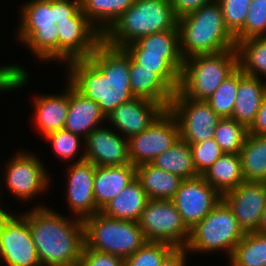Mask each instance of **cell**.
Here are the masks:
<instances>
[{
  "label": "cell",
  "mask_w": 266,
  "mask_h": 266,
  "mask_svg": "<svg viewBox=\"0 0 266 266\" xmlns=\"http://www.w3.org/2000/svg\"><path fill=\"white\" fill-rule=\"evenodd\" d=\"M228 30L235 36L243 27L251 0H218Z\"/></svg>",
  "instance_id": "ab89813d"
},
{
  "label": "cell",
  "mask_w": 266,
  "mask_h": 266,
  "mask_svg": "<svg viewBox=\"0 0 266 266\" xmlns=\"http://www.w3.org/2000/svg\"><path fill=\"white\" fill-rule=\"evenodd\" d=\"M125 51L164 54V58L181 74L184 59L180 52L178 30H168L138 38L122 47Z\"/></svg>",
  "instance_id": "d4e9b609"
},
{
  "label": "cell",
  "mask_w": 266,
  "mask_h": 266,
  "mask_svg": "<svg viewBox=\"0 0 266 266\" xmlns=\"http://www.w3.org/2000/svg\"><path fill=\"white\" fill-rule=\"evenodd\" d=\"M61 94L34 97V123L43 137L64 128L69 110V82Z\"/></svg>",
  "instance_id": "44dd1931"
},
{
  "label": "cell",
  "mask_w": 266,
  "mask_h": 266,
  "mask_svg": "<svg viewBox=\"0 0 266 266\" xmlns=\"http://www.w3.org/2000/svg\"><path fill=\"white\" fill-rule=\"evenodd\" d=\"M80 1L83 13L102 34L135 2V0Z\"/></svg>",
  "instance_id": "4dcf8cb0"
},
{
  "label": "cell",
  "mask_w": 266,
  "mask_h": 266,
  "mask_svg": "<svg viewBox=\"0 0 266 266\" xmlns=\"http://www.w3.org/2000/svg\"><path fill=\"white\" fill-rule=\"evenodd\" d=\"M194 166L202 175L220 156L224 154L214 138L190 144Z\"/></svg>",
  "instance_id": "60d3db41"
},
{
  "label": "cell",
  "mask_w": 266,
  "mask_h": 266,
  "mask_svg": "<svg viewBox=\"0 0 266 266\" xmlns=\"http://www.w3.org/2000/svg\"><path fill=\"white\" fill-rule=\"evenodd\" d=\"M50 142L55 155L63 161L75 160L81 147V136L71 133L66 129H60L45 136Z\"/></svg>",
  "instance_id": "f35d334b"
},
{
  "label": "cell",
  "mask_w": 266,
  "mask_h": 266,
  "mask_svg": "<svg viewBox=\"0 0 266 266\" xmlns=\"http://www.w3.org/2000/svg\"><path fill=\"white\" fill-rule=\"evenodd\" d=\"M130 58L142 68L153 70L174 92L180 85V73L164 58V54L146 51H126Z\"/></svg>",
  "instance_id": "836d02e7"
},
{
  "label": "cell",
  "mask_w": 266,
  "mask_h": 266,
  "mask_svg": "<svg viewBox=\"0 0 266 266\" xmlns=\"http://www.w3.org/2000/svg\"><path fill=\"white\" fill-rule=\"evenodd\" d=\"M136 178L149 199L172 200L183 178L155 167L151 163L136 166Z\"/></svg>",
  "instance_id": "4316f807"
},
{
  "label": "cell",
  "mask_w": 266,
  "mask_h": 266,
  "mask_svg": "<svg viewBox=\"0 0 266 266\" xmlns=\"http://www.w3.org/2000/svg\"><path fill=\"white\" fill-rule=\"evenodd\" d=\"M28 81L29 74L23 66L15 63L0 66V92L18 90L27 85Z\"/></svg>",
  "instance_id": "b9f144b4"
},
{
  "label": "cell",
  "mask_w": 266,
  "mask_h": 266,
  "mask_svg": "<svg viewBox=\"0 0 266 266\" xmlns=\"http://www.w3.org/2000/svg\"><path fill=\"white\" fill-rule=\"evenodd\" d=\"M237 68L236 49L191 56L184 60L178 91L185 97L206 100Z\"/></svg>",
  "instance_id": "5b68a950"
},
{
  "label": "cell",
  "mask_w": 266,
  "mask_h": 266,
  "mask_svg": "<svg viewBox=\"0 0 266 266\" xmlns=\"http://www.w3.org/2000/svg\"><path fill=\"white\" fill-rule=\"evenodd\" d=\"M136 178V166H96L93 193L96 207H103Z\"/></svg>",
  "instance_id": "7402d4cb"
},
{
  "label": "cell",
  "mask_w": 266,
  "mask_h": 266,
  "mask_svg": "<svg viewBox=\"0 0 266 266\" xmlns=\"http://www.w3.org/2000/svg\"><path fill=\"white\" fill-rule=\"evenodd\" d=\"M85 245L101 252L122 257L131 256L147 240L139 223L114 219L101 212L83 220Z\"/></svg>",
  "instance_id": "8992f818"
},
{
  "label": "cell",
  "mask_w": 266,
  "mask_h": 266,
  "mask_svg": "<svg viewBox=\"0 0 266 266\" xmlns=\"http://www.w3.org/2000/svg\"><path fill=\"white\" fill-rule=\"evenodd\" d=\"M261 79L245 75L239 69V85L231 118L247 128L255 120L266 95V82Z\"/></svg>",
  "instance_id": "603a6c76"
},
{
  "label": "cell",
  "mask_w": 266,
  "mask_h": 266,
  "mask_svg": "<svg viewBox=\"0 0 266 266\" xmlns=\"http://www.w3.org/2000/svg\"><path fill=\"white\" fill-rule=\"evenodd\" d=\"M168 109L177 120L180 138L189 145L212 139L221 119L206 100L185 97L178 90Z\"/></svg>",
  "instance_id": "30bf717a"
},
{
  "label": "cell",
  "mask_w": 266,
  "mask_h": 266,
  "mask_svg": "<svg viewBox=\"0 0 266 266\" xmlns=\"http://www.w3.org/2000/svg\"><path fill=\"white\" fill-rule=\"evenodd\" d=\"M129 78L132 94L155 101L168 109L174 91L153 70L142 68L129 56Z\"/></svg>",
  "instance_id": "cb8c5ba5"
},
{
  "label": "cell",
  "mask_w": 266,
  "mask_h": 266,
  "mask_svg": "<svg viewBox=\"0 0 266 266\" xmlns=\"http://www.w3.org/2000/svg\"><path fill=\"white\" fill-rule=\"evenodd\" d=\"M221 195L245 181L240 154L224 153L202 175Z\"/></svg>",
  "instance_id": "83f0119b"
},
{
  "label": "cell",
  "mask_w": 266,
  "mask_h": 266,
  "mask_svg": "<svg viewBox=\"0 0 266 266\" xmlns=\"http://www.w3.org/2000/svg\"><path fill=\"white\" fill-rule=\"evenodd\" d=\"M244 233L257 232L266 207V182L244 181L222 195Z\"/></svg>",
  "instance_id": "e0dca14e"
},
{
  "label": "cell",
  "mask_w": 266,
  "mask_h": 266,
  "mask_svg": "<svg viewBox=\"0 0 266 266\" xmlns=\"http://www.w3.org/2000/svg\"><path fill=\"white\" fill-rule=\"evenodd\" d=\"M58 62L88 59L103 41V34L80 9L68 21L57 22Z\"/></svg>",
  "instance_id": "5bb4252c"
},
{
  "label": "cell",
  "mask_w": 266,
  "mask_h": 266,
  "mask_svg": "<svg viewBox=\"0 0 266 266\" xmlns=\"http://www.w3.org/2000/svg\"><path fill=\"white\" fill-rule=\"evenodd\" d=\"M248 133L253 135H266V95L263 98L255 120L248 128Z\"/></svg>",
  "instance_id": "bcb514c9"
},
{
  "label": "cell",
  "mask_w": 266,
  "mask_h": 266,
  "mask_svg": "<svg viewBox=\"0 0 266 266\" xmlns=\"http://www.w3.org/2000/svg\"><path fill=\"white\" fill-rule=\"evenodd\" d=\"M164 110L155 101L135 97L119 105L107 116L106 122H111L114 126L112 129L129 139L147 129Z\"/></svg>",
  "instance_id": "d6986e66"
},
{
  "label": "cell",
  "mask_w": 266,
  "mask_h": 266,
  "mask_svg": "<svg viewBox=\"0 0 266 266\" xmlns=\"http://www.w3.org/2000/svg\"><path fill=\"white\" fill-rule=\"evenodd\" d=\"M244 234L233 211L222 199L209 214L190 229L185 248L188 253L210 254L226 251L229 258Z\"/></svg>",
  "instance_id": "ba28073f"
},
{
  "label": "cell",
  "mask_w": 266,
  "mask_h": 266,
  "mask_svg": "<svg viewBox=\"0 0 266 266\" xmlns=\"http://www.w3.org/2000/svg\"><path fill=\"white\" fill-rule=\"evenodd\" d=\"M228 262L230 266H266V234L245 233Z\"/></svg>",
  "instance_id": "d6a6232c"
},
{
  "label": "cell",
  "mask_w": 266,
  "mask_h": 266,
  "mask_svg": "<svg viewBox=\"0 0 266 266\" xmlns=\"http://www.w3.org/2000/svg\"><path fill=\"white\" fill-rule=\"evenodd\" d=\"M21 214L27 219L42 266H78L85 244L82 219L64 217L45 204Z\"/></svg>",
  "instance_id": "7a4b0ae2"
},
{
  "label": "cell",
  "mask_w": 266,
  "mask_h": 266,
  "mask_svg": "<svg viewBox=\"0 0 266 266\" xmlns=\"http://www.w3.org/2000/svg\"><path fill=\"white\" fill-rule=\"evenodd\" d=\"M179 139L177 120L169 109H165L147 129L128 139L131 164L138 166L152 162Z\"/></svg>",
  "instance_id": "4fadbf2b"
},
{
  "label": "cell",
  "mask_w": 266,
  "mask_h": 266,
  "mask_svg": "<svg viewBox=\"0 0 266 266\" xmlns=\"http://www.w3.org/2000/svg\"><path fill=\"white\" fill-rule=\"evenodd\" d=\"M12 213L0 212V260L6 266H42L27 219Z\"/></svg>",
  "instance_id": "8fae6325"
},
{
  "label": "cell",
  "mask_w": 266,
  "mask_h": 266,
  "mask_svg": "<svg viewBox=\"0 0 266 266\" xmlns=\"http://www.w3.org/2000/svg\"><path fill=\"white\" fill-rule=\"evenodd\" d=\"M239 154L245 181L266 182V135L248 133Z\"/></svg>",
  "instance_id": "f1b7e54d"
},
{
  "label": "cell",
  "mask_w": 266,
  "mask_h": 266,
  "mask_svg": "<svg viewBox=\"0 0 266 266\" xmlns=\"http://www.w3.org/2000/svg\"><path fill=\"white\" fill-rule=\"evenodd\" d=\"M215 0H171L176 17L179 19L187 14L194 12L203 5L214 2Z\"/></svg>",
  "instance_id": "f6af8a7d"
},
{
  "label": "cell",
  "mask_w": 266,
  "mask_h": 266,
  "mask_svg": "<svg viewBox=\"0 0 266 266\" xmlns=\"http://www.w3.org/2000/svg\"><path fill=\"white\" fill-rule=\"evenodd\" d=\"M257 233L266 234V207L262 213Z\"/></svg>",
  "instance_id": "c3c4849f"
},
{
  "label": "cell",
  "mask_w": 266,
  "mask_h": 266,
  "mask_svg": "<svg viewBox=\"0 0 266 266\" xmlns=\"http://www.w3.org/2000/svg\"><path fill=\"white\" fill-rule=\"evenodd\" d=\"M67 203L73 216L84 220L100 212L96 207L93 182L96 165L85 160L84 151L67 167Z\"/></svg>",
  "instance_id": "2e32d148"
},
{
  "label": "cell",
  "mask_w": 266,
  "mask_h": 266,
  "mask_svg": "<svg viewBox=\"0 0 266 266\" xmlns=\"http://www.w3.org/2000/svg\"><path fill=\"white\" fill-rule=\"evenodd\" d=\"M1 184V181H0ZM1 190V189H0ZM1 195V194H0ZM6 209L3 208L2 204L0 205V212H4Z\"/></svg>",
  "instance_id": "681fc988"
},
{
  "label": "cell",
  "mask_w": 266,
  "mask_h": 266,
  "mask_svg": "<svg viewBox=\"0 0 266 266\" xmlns=\"http://www.w3.org/2000/svg\"><path fill=\"white\" fill-rule=\"evenodd\" d=\"M147 241L164 242L184 248L190 229L172 200L149 199L138 221Z\"/></svg>",
  "instance_id": "9c48e42d"
},
{
  "label": "cell",
  "mask_w": 266,
  "mask_h": 266,
  "mask_svg": "<svg viewBox=\"0 0 266 266\" xmlns=\"http://www.w3.org/2000/svg\"><path fill=\"white\" fill-rule=\"evenodd\" d=\"M173 249L168 243L147 241L135 253L125 258L124 263L125 266H160Z\"/></svg>",
  "instance_id": "8d00e7d4"
},
{
  "label": "cell",
  "mask_w": 266,
  "mask_h": 266,
  "mask_svg": "<svg viewBox=\"0 0 266 266\" xmlns=\"http://www.w3.org/2000/svg\"><path fill=\"white\" fill-rule=\"evenodd\" d=\"M106 120L99 105L84 97L69 83V110L64 129L80 135L84 141L94 129L104 126L101 123Z\"/></svg>",
  "instance_id": "ffe728a7"
},
{
  "label": "cell",
  "mask_w": 266,
  "mask_h": 266,
  "mask_svg": "<svg viewBox=\"0 0 266 266\" xmlns=\"http://www.w3.org/2000/svg\"><path fill=\"white\" fill-rule=\"evenodd\" d=\"M78 266H125L120 256L88 248L85 244Z\"/></svg>",
  "instance_id": "7bdbcfd3"
},
{
  "label": "cell",
  "mask_w": 266,
  "mask_h": 266,
  "mask_svg": "<svg viewBox=\"0 0 266 266\" xmlns=\"http://www.w3.org/2000/svg\"><path fill=\"white\" fill-rule=\"evenodd\" d=\"M239 85V68L230 74L206 99L210 107L221 118H231Z\"/></svg>",
  "instance_id": "d590c367"
},
{
  "label": "cell",
  "mask_w": 266,
  "mask_h": 266,
  "mask_svg": "<svg viewBox=\"0 0 266 266\" xmlns=\"http://www.w3.org/2000/svg\"><path fill=\"white\" fill-rule=\"evenodd\" d=\"M66 66V81L95 101L106 117L135 98L129 78V55L123 48L102 41L88 59L69 61Z\"/></svg>",
  "instance_id": "6da1fadb"
},
{
  "label": "cell",
  "mask_w": 266,
  "mask_h": 266,
  "mask_svg": "<svg viewBox=\"0 0 266 266\" xmlns=\"http://www.w3.org/2000/svg\"><path fill=\"white\" fill-rule=\"evenodd\" d=\"M81 9L80 0H54L55 24L68 21Z\"/></svg>",
  "instance_id": "ee69618b"
},
{
  "label": "cell",
  "mask_w": 266,
  "mask_h": 266,
  "mask_svg": "<svg viewBox=\"0 0 266 266\" xmlns=\"http://www.w3.org/2000/svg\"><path fill=\"white\" fill-rule=\"evenodd\" d=\"M171 0H135L103 33V41L122 48L138 38L168 30H178Z\"/></svg>",
  "instance_id": "277c9868"
},
{
  "label": "cell",
  "mask_w": 266,
  "mask_h": 266,
  "mask_svg": "<svg viewBox=\"0 0 266 266\" xmlns=\"http://www.w3.org/2000/svg\"><path fill=\"white\" fill-rule=\"evenodd\" d=\"M149 198L135 178L100 211L105 216L138 222Z\"/></svg>",
  "instance_id": "484cf974"
},
{
  "label": "cell",
  "mask_w": 266,
  "mask_h": 266,
  "mask_svg": "<svg viewBox=\"0 0 266 266\" xmlns=\"http://www.w3.org/2000/svg\"><path fill=\"white\" fill-rule=\"evenodd\" d=\"M17 153L6 163L3 180L10 194L16 196V199L29 201L45 190L48 191L49 183L52 182L51 175L36 154L25 151Z\"/></svg>",
  "instance_id": "7c38bea8"
},
{
  "label": "cell",
  "mask_w": 266,
  "mask_h": 266,
  "mask_svg": "<svg viewBox=\"0 0 266 266\" xmlns=\"http://www.w3.org/2000/svg\"><path fill=\"white\" fill-rule=\"evenodd\" d=\"M187 249L174 248L161 262L160 266H187L186 258L189 256Z\"/></svg>",
  "instance_id": "7dc6e473"
},
{
  "label": "cell",
  "mask_w": 266,
  "mask_h": 266,
  "mask_svg": "<svg viewBox=\"0 0 266 266\" xmlns=\"http://www.w3.org/2000/svg\"><path fill=\"white\" fill-rule=\"evenodd\" d=\"M248 135V128L232 118H221L214 130V139L224 153L239 154Z\"/></svg>",
  "instance_id": "e575fe53"
},
{
  "label": "cell",
  "mask_w": 266,
  "mask_h": 266,
  "mask_svg": "<svg viewBox=\"0 0 266 266\" xmlns=\"http://www.w3.org/2000/svg\"><path fill=\"white\" fill-rule=\"evenodd\" d=\"M183 59L236 49L235 36L226 27L218 1L203 5L178 19Z\"/></svg>",
  "instance_id": "3957f363"
},
{
  "label": "cell",
  "mask_w": 266,
  "mask_h": 266,
  "mask_svg": "<svg viewBox=\"0 0 266 266\" xmlns=\"http://www.w3.org/2000/svg\"><path fill=\"white\" fill-rule=\"evenodd\" d=\"M222 200V195L201 175L185 179L172 202L181 214L183 222L191 229Z\"/></svg>",
  "instance_id": "9a60e30c"
},
{
  "label": "cell",
  "mask_w": 266,
  "mask_h": 266,
  "mask_svg": "<svg viewBox=\"0 0 266 266\" xmlns=\"http://www.w3.org/2000/svg\"><path fill=\"white\" fill-rule=\"evenodd\" d=\"M150 163L161 170L178 175L184 180L200 176L193 163L191 148L181 138Z\"/></svg>",
  "instance_id": "f546056e"
},
{
  "label": "cell",
  "mask_w": 266,
  "mask_h": 266,
  "mask_svg": "<svg viewBox=\"0 0 266 266\" xmlns=\"http://www.w3.org/2000/svg\"><path fill=\"white\" fill-rule=\"evenodd\" d=\"M236 50L238 68L245 75L266 78V36L242 40L236 44Z\"/></svg>",
  "instance_id": "1f68e13d"
},
{
  "label": "cell",
  "mask_w": 266,
  "mask_h": 266,
  "mask_svg": "<svg viewBox=\"0 0 266 266\" xmlns=\"http://www.w3.org/2000/svg\"><path fill=\"white\" fill-rule=\"evenodd\" d=\"M85 160L96 166H119L131 163L128 139L105 126L94 129L84 139Z\"/></svg>",
  "instance_id": "ac0fdd59"
},
{
  "label": "cell",
  "mask_w": 266,
  "mask_h": 266,
  "mask_svg": "<svg viewBox=\"0 0 266 266\" xmlns=\"http://www.w3.org/2000/svg\"><path fill=\"white\" fill-rule=\"evenodd\" d=\"M17 39L45 62L58 61V31L54 0H31L22 6Z\"/></svg>",
  "instance_id": "52a82bcc"
},
{
  "label": "cell",
  "mask_w": 266,
  "mask_h": 266,
  "mask_svg": "<svg viewBox=\"0 0 266 266\" xmlns=\"http://www.w3.org/2000/svg\"><path fill=\"white\" fill-rule=\"evenodd\" d=\"M260 36H266V0H251L244 27L235 35V41Z\"/></svg>",
  "instance_id": "74e56055"
}]
</instances>
